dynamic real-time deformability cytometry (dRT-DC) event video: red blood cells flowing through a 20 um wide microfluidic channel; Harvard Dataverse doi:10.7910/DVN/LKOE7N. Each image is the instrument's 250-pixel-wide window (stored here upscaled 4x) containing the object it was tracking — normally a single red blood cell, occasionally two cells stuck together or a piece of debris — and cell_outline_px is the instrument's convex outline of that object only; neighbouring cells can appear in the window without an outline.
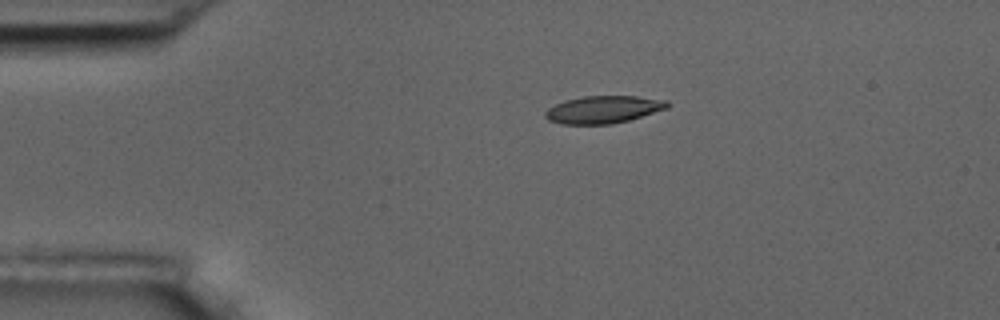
{"species": "common noctule bat (a hibernating species)", "species_latin": "Nyctalus noctula", "temperature_condition": "room temperature", "stored_images_in_passage": 6, "camera_frame_rate_fps": 3000, "um_per_image_px": 0.085, "animal": {"sex": "male", "body_mass_g": 17.5, "forearm_length_mm": 52.3}, "frame": {"image": 1, "passage_image": 6, "time_ms": 6.0, "image_size_px": [1000, 320], "cell_outline_px": [[672, 104], [668, 108], [628, 120], [612, 124], [560, 124], [548, 120], [544, 116], [544, 112], [548, 108], [564, 100], [584, 96], [636, 96], [668, 100]], "centroid_in_image_um": [51.29, 9.3], "position_along_channel_um": 33.7, "area_um2": 19.65}}